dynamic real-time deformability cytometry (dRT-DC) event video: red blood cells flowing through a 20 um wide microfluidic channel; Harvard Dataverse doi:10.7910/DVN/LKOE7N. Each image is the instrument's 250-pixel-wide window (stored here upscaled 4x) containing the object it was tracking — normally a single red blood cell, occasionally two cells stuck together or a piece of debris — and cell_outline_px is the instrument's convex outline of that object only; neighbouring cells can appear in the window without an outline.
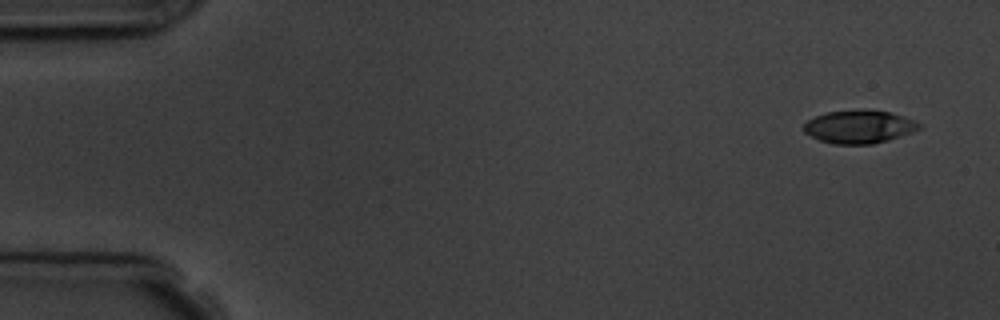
{"species": "common noctule bat (a hibernating species)", "species_latin": "Nyctalus noctula", "temperature_condition": "room temperature", "stored_images_in_passage": 4, "camera_frame_rate_fps": 3000, "um_per_image_px": 0.085, "animal": {"sex": "male", "body_mass_g": 19.5, "forearm_length_mm": 54.6}, "frame": {"image": 1, "passage_image": 1, "time_ms": 0.0, "image_size_px": [1000, 320], "cell_outline_px": [[920, 128], [912, 132], [888, 140], [872, 144], [832, 144], [820, 140], [804, 132], [804, 124], [808, 120], [816, 116], [828, 112], [864, 108], [888, 112], [904, 116], [916, 120], [920, 124]], "centroid_in_image_um": [73.04, 10.76], "position_along_channel_um": 12.0, "area_um2": 22.31}}
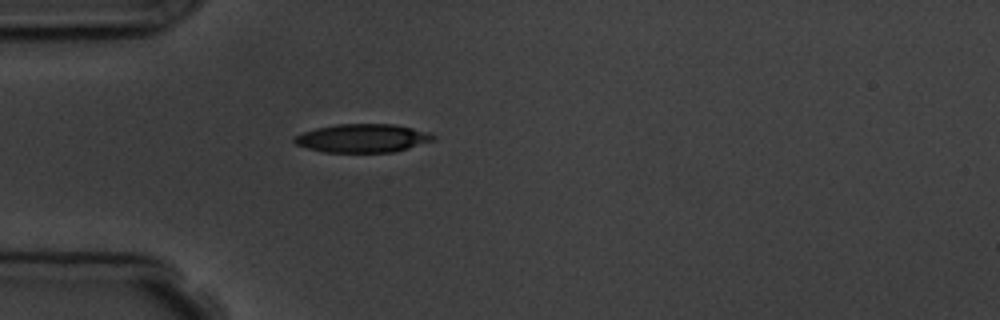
{"frame": {"image": 2, "passage_image": 4, "time_ms": 4.333, "image_size_px": [1000, 320], "cell_outline_px": [[436, 140], [396, 152], [324, 152], [308, 148], [296, 144], [292, 140], [292, 136], [316, 128], [336, 124], [392, 124], [412, 128], [428, 132], [436, 136]], "centroid_in_image_um": [30.83, 11.75], "position_along_channel_um": 54.2, "area_um2": 23.12}}